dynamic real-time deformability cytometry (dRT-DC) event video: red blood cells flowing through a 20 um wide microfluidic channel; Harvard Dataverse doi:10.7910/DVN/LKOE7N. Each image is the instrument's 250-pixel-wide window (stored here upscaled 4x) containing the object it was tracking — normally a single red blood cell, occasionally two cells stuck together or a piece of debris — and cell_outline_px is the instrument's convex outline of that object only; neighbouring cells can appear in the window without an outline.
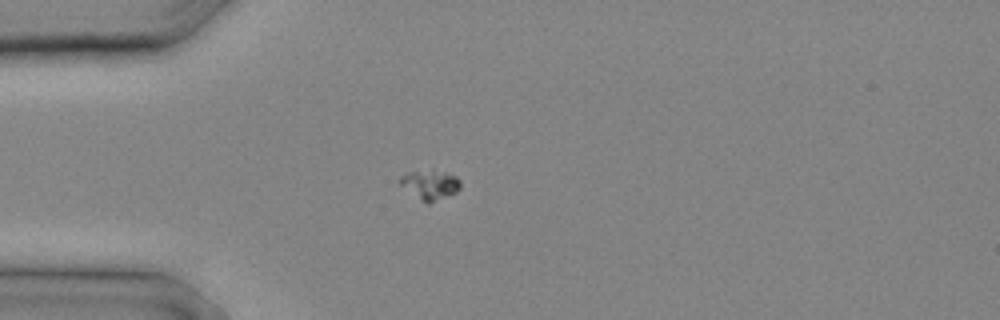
{"species": "common noctule bat (a hibernating species)", "species_latin": "Nyctalus noctula", "temperature_condition": "cold", "stored_images_in_passage": 20, "camera_frame_rate_fps": 3000, "um_per_image_px": 0.085, "animal": {"sex": "male", "body_mass_g": 20.4}, "frame": {"image": 1, "passage_image": 8, "time_ms": 2.333, "image_size_px": [1000, 320], "cell_outline_px": [[460, 188], [456, 192], [428, 204], [400, 184], [400, 176], [408, 172], [432, 168], [456, 176], [460, 180]], "centroid_in_image_um": [36.58, 15.65], "position_along_channel_um": 48.4, "area_um2": 10.29}}
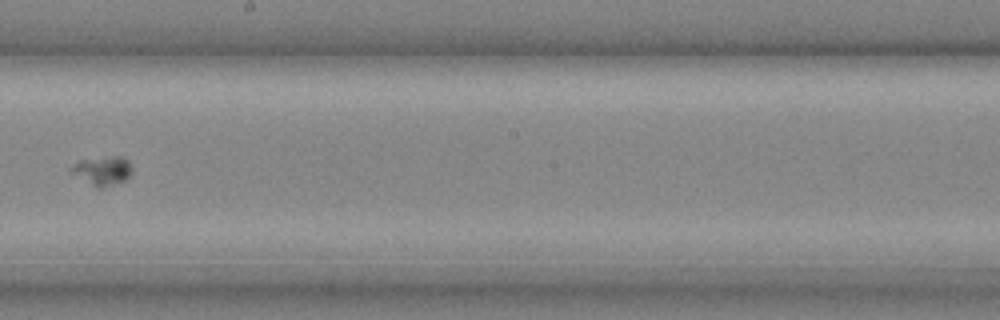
{"frame": {"image": 2, "passage_image": 16, "time_ms": 5.0, "image_size_px": [1000, 320], "cell_outline_px": [[132, 172], [124, 180], [100, 188], [68, 172], [68, 168], [72, 164], [80, 160], [112, 156], [124, 156], [128, 160], [132, 168]], "centroid_in_image_um": [8.68, 14.47], "position_along_channel_um": 239.5, "area_um2": 10.17}}
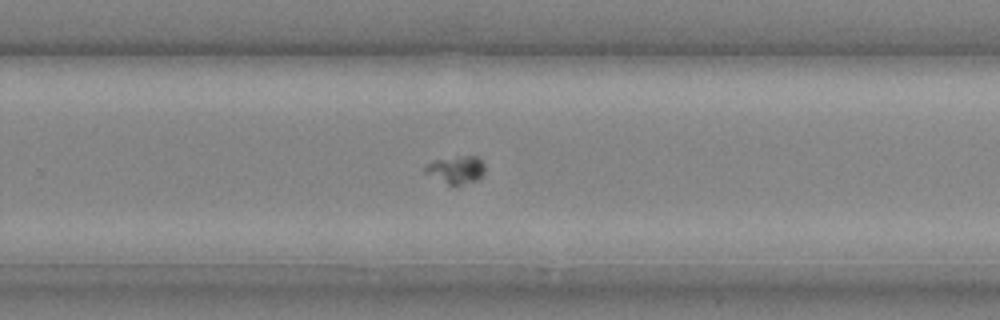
{"frame": {"image": 3, "passage_image": 18, "time_ms": 5.667, "image_size_px": [1000, 320], "cell_outline_px": [[484, 172], [476, 180], [456, 188], [452, 188], [424, 172], [424, 168], [432, 160], [456, 156], [480, 156], [484, 164]], "centroid_in_image_um": [38.76, 14.45], "position_along_channel_um": 291.0, "area_um2": 10.06}}